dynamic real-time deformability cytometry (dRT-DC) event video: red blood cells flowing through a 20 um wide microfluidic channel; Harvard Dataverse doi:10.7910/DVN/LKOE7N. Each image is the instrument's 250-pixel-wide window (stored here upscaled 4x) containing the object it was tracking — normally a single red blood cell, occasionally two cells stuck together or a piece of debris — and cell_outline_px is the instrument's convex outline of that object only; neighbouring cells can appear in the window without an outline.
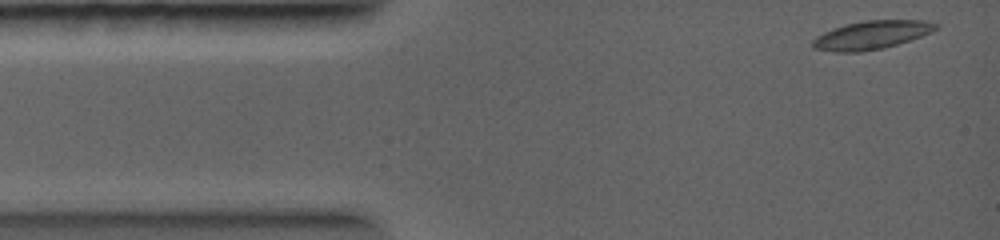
{"species": "common noctule bat (a hibernating species)", "species_latin": "Nyctalus noctula", "temperature_condition": "warm", "stored_images_in_passage": 5, "camera_frame_rate_fps": 5000, "um_per_image_px": 0.085, "animal": {"sex": "female", "body_mass_g": 19.0, "forearm_length_mm": 56.7}, "frame": {"image": 1, "passage_image": 1, "time_ms": 0.0, "image_size_px": [1000, 240], "cell_outline_px": [[940, 28], [932, 32], [884, 48], [860, 52], [832, 52], [812, 48], [812, 40], [816, 36], [824, 32], [848, 24], [868, 20], [924, 20], [940, 24]], "centroid_in_image_um": [74.1, 2.98], "position_along_channel_um": 10.9, "area_um2": 20.29}}
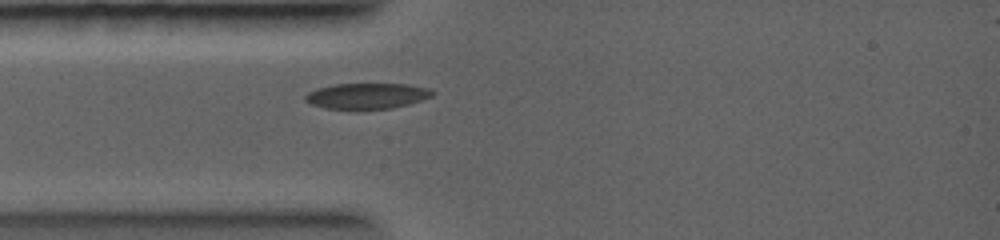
{"frame": {"image": 2, "passage_image": 5, "time_ms": 2.2, "image_size_px": [1000, 240], "cell_outline_px": [[436, 92], [432, 96], [408, 104], [392, 108], [348, 112], [324, 108], [312, 104], [304, 100], [304, 96], [308, 92], [316, 88], [336, 84], [408, 84], [428, 88]], "centroid_in_image_um": [31.13, 8.19], "position_along_channel_um": 53.9, "area_um2": 19.77}}